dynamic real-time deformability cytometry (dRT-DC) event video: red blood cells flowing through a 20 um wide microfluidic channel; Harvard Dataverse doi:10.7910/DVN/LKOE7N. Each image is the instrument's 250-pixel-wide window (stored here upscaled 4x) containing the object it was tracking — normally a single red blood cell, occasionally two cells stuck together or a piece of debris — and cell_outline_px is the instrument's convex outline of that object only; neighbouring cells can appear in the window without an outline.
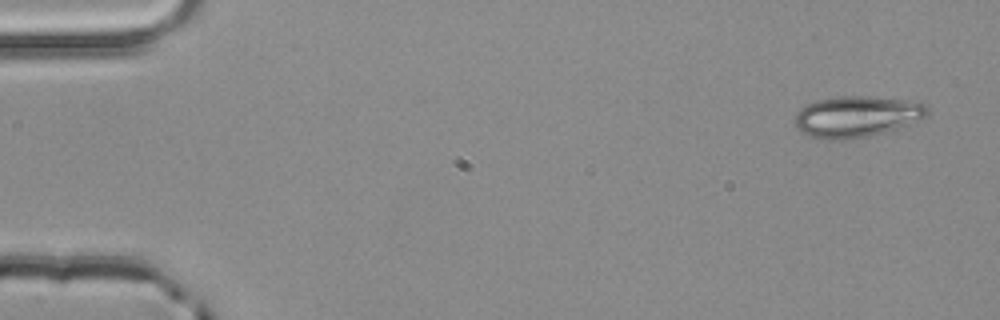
{"species": "common noctule bat (a hibernating species)", "species_latin": "Nyctalus noctula", "temperature_condition": "room temperature", "stored_images_in_passage": 4, "camera_frame_rate_fps": 3000, "um_per_image_px": 0.085, "animal": {"sex": "male", "body_mass_g": 20.4}, "frame": {"image": 1, "passage_image": 1, "time_ms": 0.0, "image_size_px": [1000, 320], "cell_outline_px": [[928, 116], [896, 128], [884, 132], [868, 136], [844, 140], [820, 140], [808, 136], [800, 132], [792, 120], [792, 116], [800, 108], [816, 100], [840, 96], [868, 96], [920, 100], [928, 108]], "centroid_in_image_um": [72.78, 9.9], "position_along_channel_um": 12.2, "area_um2": 32.43}}